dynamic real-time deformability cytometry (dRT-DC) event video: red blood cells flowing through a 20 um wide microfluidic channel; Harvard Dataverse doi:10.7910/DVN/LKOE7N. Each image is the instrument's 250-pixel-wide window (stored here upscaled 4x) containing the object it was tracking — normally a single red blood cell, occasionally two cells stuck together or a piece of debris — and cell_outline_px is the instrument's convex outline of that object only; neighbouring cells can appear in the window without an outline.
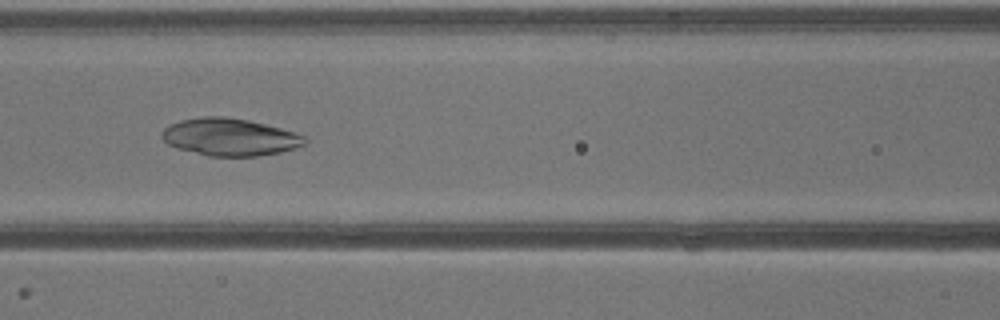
{"species": "common noctule bat (a hibernating species)", "species_latin": "Nyctalus noctula", "temperature_condition": "warm", "stored_images_in_passage": 40, "camera_frame_rate_fps": 3000, "um_per_image_px": 0.085, "animal": {"sex": "male", "body_mass_g": 13.3}, "frame": {"image": 1, "passage_image": 18, "time_ms": 5.667, "image_size_px": [1000, 320], "cell_outline_px": [[308, 140], [304, 144], [296, 148], [280, 152], [256, 156], [208, 156], [176, 148], [168, 144], [160, 136], [160, 132], [168, 124], [180, 120], [204, 116], [224, 116], [248, 120], [280, 128], [304, 136]], "centroid_in_image_um": [19.48, 11.64], "position_along_channel_um": 147.1, "area_um2": 31.15}}
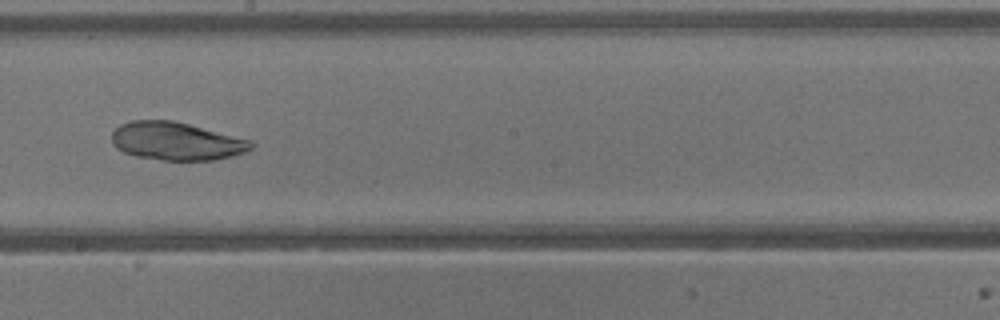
{"frame": {"image": 2, "passage_image": 23, "time_ms": 7.333, "image_size_px": [1000, 320], "cell_outline_px": [[256, 144], [252, 148], [244, 152], [232, 156], [212, 160], [160, 160], [136, 156], [124, 152], [116, 148], [112, 144], [112, 132], [120, 124], [132, 120], [172, 120], [252, 140]], "centroid_in_image_um": [14.98, 12.0], "position_along_channel_um": 233.2, "area_um2": 30.92}}
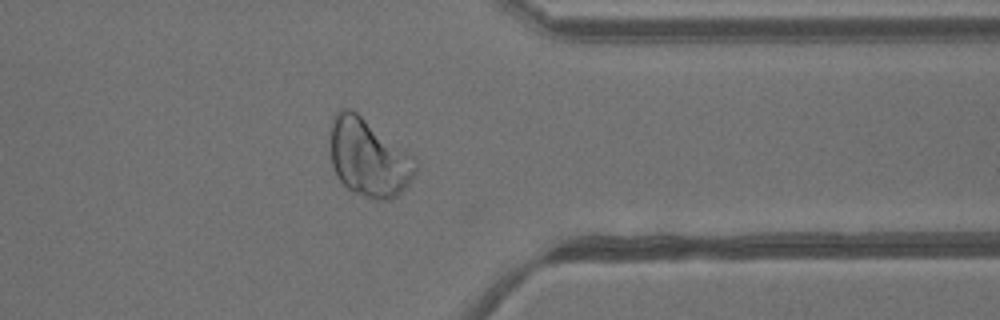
{"frame": {"image": 3, "passage_image": 32, "time_ms": 10.333, "image_size_px": [1000, 320], "cell_outline_px": [[420, 168], [408, 184], [396, 196], [388, 200], [372, 200], [352, 192], [336, 176], [328, 152], [328, 140], [332, 120], [336, 112], [340, 108], [348, 108], [356, 112], [404, 148], [416, 160]], "centroid_in_image_um": [31.3, 13.41], "position_along_channel_um": 380.1, "area_um2": 39.3}}